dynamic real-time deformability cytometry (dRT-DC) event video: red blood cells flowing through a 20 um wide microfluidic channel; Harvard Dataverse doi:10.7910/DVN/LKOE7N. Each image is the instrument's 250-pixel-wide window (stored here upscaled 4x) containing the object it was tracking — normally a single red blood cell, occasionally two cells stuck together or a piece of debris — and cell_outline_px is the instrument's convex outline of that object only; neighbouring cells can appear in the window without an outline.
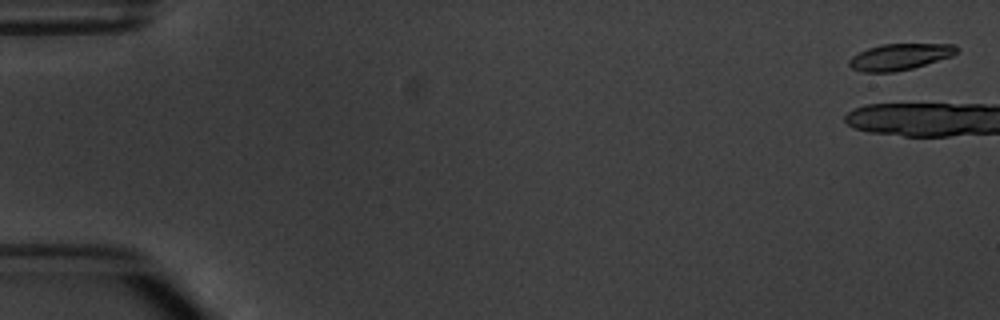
{"species": "common noctule bat (a hibernating species)", "species_latin": "Nyctalus noctula", "temperature_condition": "warm", "stored_images_in_passage": 8, "camera_frame_rate_fps": 3000, "um_per_image_px": 0.085, "animal": {"sex": "male", "body_mass_g": 20.1, "forearm_length_mm": 53.5}, "frame": {"image": 1, "passage_image": 1, "time_ms": 0.0, "image_size_px": [1000, 320], "cell_outline_px": [[956, 52], [952, 56], [912, 68], [892, 72], [864, 72], [852, 68], [848, 64], [848, 60], [852, 56], [868, 48], [884, 44], [956, 44]], "centroid_in_image_um": [76.45, 4.83], "position_along_channel_um": 8.5, "area_um2": 16.24}}